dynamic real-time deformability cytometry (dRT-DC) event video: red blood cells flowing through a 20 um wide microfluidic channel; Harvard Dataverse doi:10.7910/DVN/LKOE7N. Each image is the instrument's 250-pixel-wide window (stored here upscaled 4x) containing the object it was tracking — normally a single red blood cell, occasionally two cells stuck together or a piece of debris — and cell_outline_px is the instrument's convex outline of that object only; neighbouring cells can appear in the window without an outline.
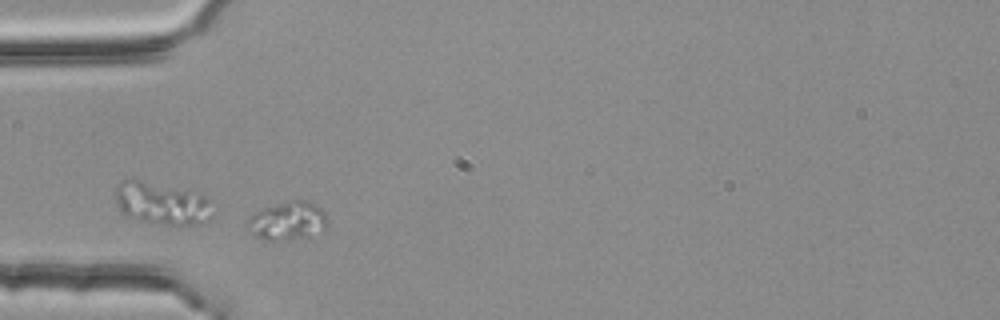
{"species": "common noctule bat (a hibernating species)", "species_latin": "Nyctalus noctula", "temperature_condition": "room temperature", "stored_images_in_passage": 3, "camera_frame_rate_fps": 3000, "um_per_image_px": 0.085, "animal": {"sex": "female", "body_mass_g": 25.1}, "frame": {"image": 1, "passage_image": 1, "time_ms": 0.0, "image_size_px": [1000, 320], "cell_outline_px": [[328, 228], [308, 236], [284, 240], [260, 240], [256, 236], [248, 224], [248, 220], [260, 208], [288, 200], [308, 200], [320, 208], [324, 212], [328, 220]], "centroid_in_image_um": [24.49, 18.75], "position_along_channel_um": 60.5, "area_um2": 17.86}}